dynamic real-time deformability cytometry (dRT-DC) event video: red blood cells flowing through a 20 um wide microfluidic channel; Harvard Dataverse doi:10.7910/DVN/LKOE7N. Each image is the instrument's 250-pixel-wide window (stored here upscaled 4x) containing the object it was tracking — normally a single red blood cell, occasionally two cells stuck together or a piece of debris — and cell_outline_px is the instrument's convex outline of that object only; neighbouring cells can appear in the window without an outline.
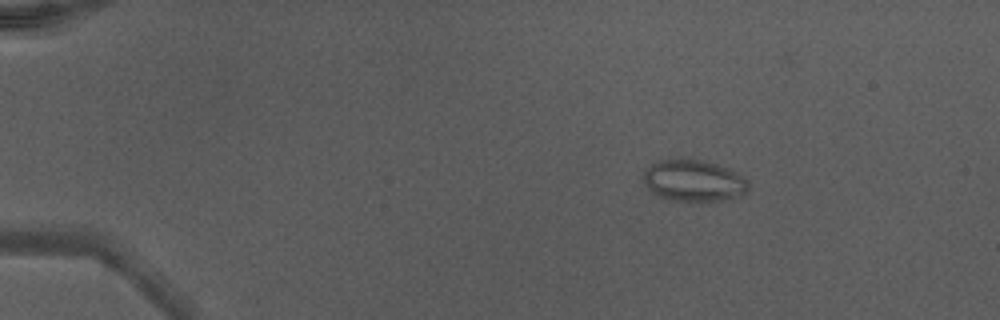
{"species": "Egyptian fruit bat (a non-hibernating species)", "species_latin": "Rousettus aegyptiacus", "temperature_condition": "warm", "stored_images_in_passage": 50, "camera_frame_rate_fps": 3000, "um_per_image_px": 0.085, "animal": {"sex": "male"}, "frame": {"image": 1, "passage_image": 9, "time_ms": 2.667, "image_size_px": [1000, 320], "cell_outline_px": [[748, 188], [740, 196], [724, 200], [668, 200], [652, 192], [644, 184], [644, 172], [652, 164], [660, 160], [700, 160], [716, 164], [728, 168], [744, 176], [748, 180]], "centroid_in_image_um": [58.98, 15.36], "position_along_channel_um": 26.0, "area_um2": 24.97}}
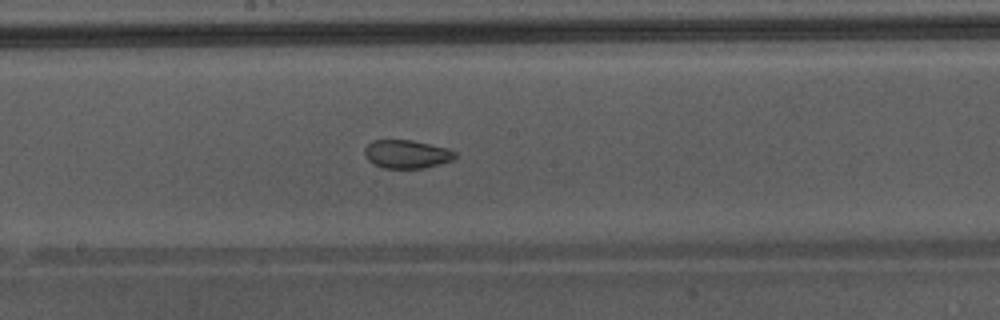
{"frame": {"image": 2, "passage_image": 29, "time_ms": 9.333, "image_size_px": [1000, 320], "cell_outline_px": [[456, 156], [452, 160], [424, 168], [384, 168], [368, 160], [364, 156], [364, 148], [372, 140], [412, 140], [448, 148], [456, 152]], "centroid_in_image_um": [34.56, 13.09], "position_along_channel_um": 213.6, "area_um2": 14.91}}
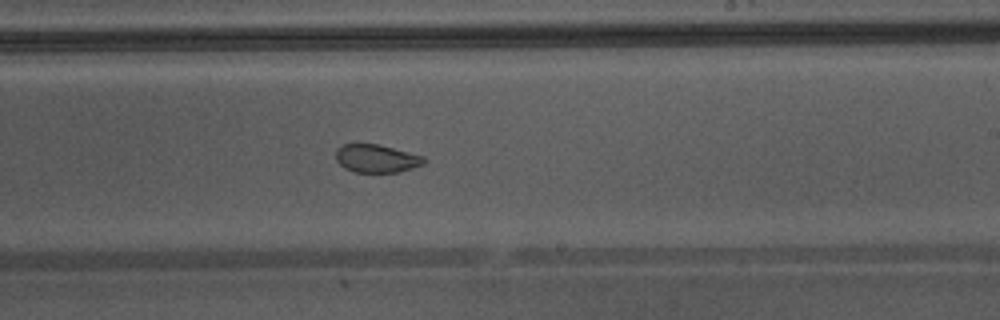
{"frame": {"image": 3, "passage_image": 32, "time_ms": 10.333, "image_size_px": [1000, 320], "cell_outline_px": [[428, 160], [424, 164], [400, 172], [352, 172], [344, 168], [336, 160], [336, 148], [344, 144], [376, 144], [424, 156]], "centroid_in_image_um": [32.0, 13.48], "position_along_channel_um": 257.0, "area_um2": 14.45}, "authors_computed_cell_mechanics": {"area_um2": 20.3456, "velocity_mm_per_s": 4.3478, "shape_relaxation_time_tau1_ms": null, "shape_relaxation_time_tau2_ms": 0.6981, "deformation_change_tau1": null, "deformation_change_tau2": 0.0652}}